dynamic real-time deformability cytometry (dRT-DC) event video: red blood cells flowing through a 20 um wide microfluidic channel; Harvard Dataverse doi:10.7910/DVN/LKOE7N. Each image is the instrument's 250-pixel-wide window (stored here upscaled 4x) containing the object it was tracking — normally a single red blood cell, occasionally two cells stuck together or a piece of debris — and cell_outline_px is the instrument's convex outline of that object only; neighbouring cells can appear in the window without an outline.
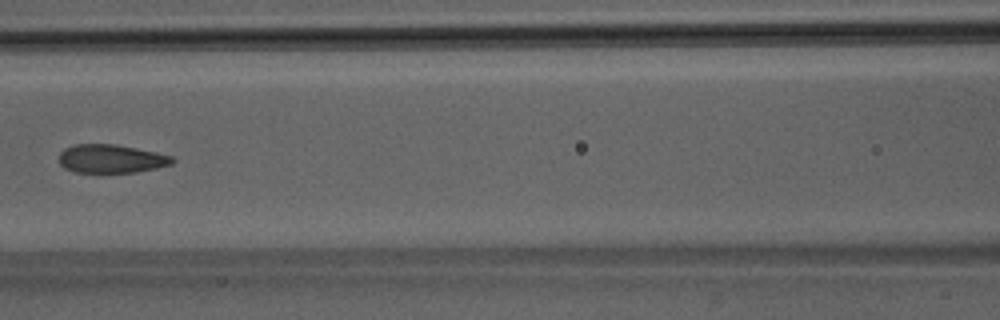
{"species": "Egyptian fruit bat (a non-hibernating species)", "species_latin": "Rousettus aegyptiacus", "temperature_condition": "room temperature", "stored_images_in_passage": 8, "camera_frame_rate_fps": 3000, "um_per_image_px": 0.085, "animal": {"sex": "male"}, "frame": {"image": 1, "passage_image": 7, "time_ms": 7.667, "image_size_px": [1000, 320], "cell_outline_px": [[176, 160], [172, 164], [156, 168], [136, 172], [72, 172], [64, 168], [60, 164], [60, 152], [64, 148], [72, 144], [112, 144], [156, 152], [172, 156]], "centroid_in_image_um": [9.43, 13.49], "position_along_channel_um": 157.2, "area_um2": 18.79}}